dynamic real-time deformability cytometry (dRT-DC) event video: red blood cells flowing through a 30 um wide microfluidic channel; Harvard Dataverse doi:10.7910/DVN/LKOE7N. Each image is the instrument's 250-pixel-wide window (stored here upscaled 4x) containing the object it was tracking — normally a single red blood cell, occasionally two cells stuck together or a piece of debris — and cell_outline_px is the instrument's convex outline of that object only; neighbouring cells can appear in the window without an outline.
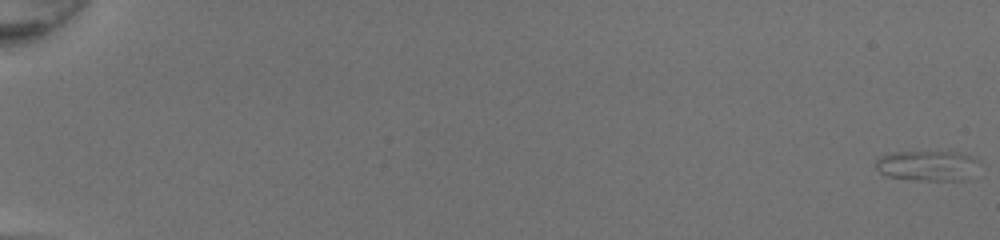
{"species": "common noctule bat (a hibernating species)", "species_latin": "Nyctalus noctula", "temperature_condition": "room temperature", "stored_images_in_passage": 52, "camera_frame_rate_fps": 3000, "um_per_image_px": 0.085, "animal": {"sex": "female", "body_mass_g": 20.0, "forearm_length_mm": 54.0}, "frame": {"image": 1, "passage_image": 1, "time_ms": 0.0, "image_size_px": [1000, 240], "cell_outline_px": [[980, 160], [968, 180], [920, 180], [888, 176], [880, 172], [876, 168], [876, 160], [880, 156], [888, 152], [960, 152], [976, 156]], "centroid_in_image_um": [78.87, 14.06], "position_along_channel_um": 6.1, "area_um2": 18.38}}
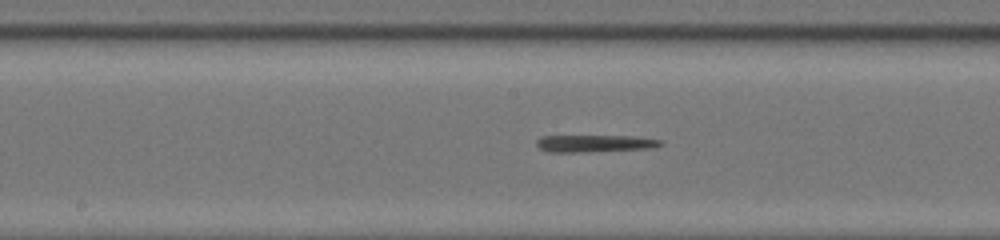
{"frame": {"image": 2, "passage_image": 30, "time_ms": 9.667, "image_size_px": [1000, 240], "cell_outline_px": [[664, 144], [656, 148], [588, 152], [548, 152], [540, 148], [536, 144], [536, 140], [540, 136], [636, 136], [664, 140]], "centroid_in_image_um": [50.63, 12.19], "position_along_channel_um": 197.6, "area_um2": 12.72}}
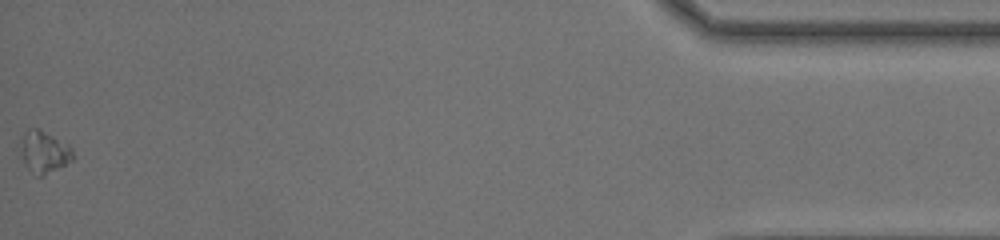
{"frame": {"image": 3, "passage_image": 52, "time_ms": 17.0, "image_size_px": [1000, 240], "cell_outline_px": [[72, 160], [44, 176], [36, 176], [28, 168], [20, 156], [24, 132], [28, 128], [40, 128], [68, 144], [72, 148]], "centroid_in_image_um": [3.74, 12.9], "position_along_channel_um": 431.5, "area_um2": 12.72}}